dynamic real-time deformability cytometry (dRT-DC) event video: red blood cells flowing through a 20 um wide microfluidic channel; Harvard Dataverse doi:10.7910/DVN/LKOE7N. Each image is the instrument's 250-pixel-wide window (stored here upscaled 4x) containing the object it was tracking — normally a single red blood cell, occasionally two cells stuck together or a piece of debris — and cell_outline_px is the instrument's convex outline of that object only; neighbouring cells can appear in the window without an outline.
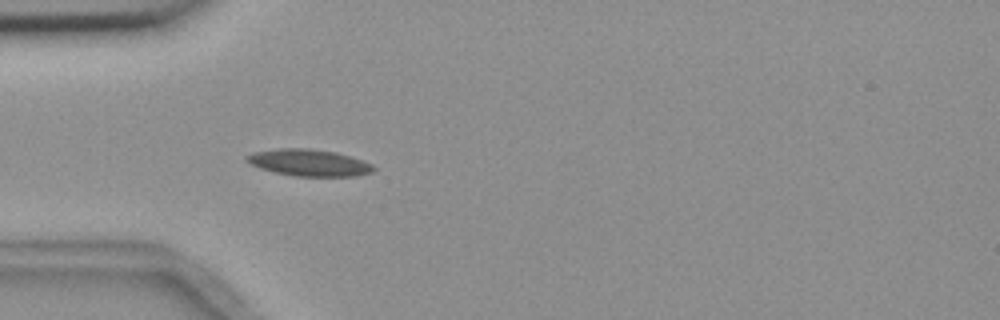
{"species": "common noctule bat (a hibernating species)", "species_latin": "Nyctalus noctula", "temperature_condition": "room temperature", "stored_images_in_passage": 5, "camera_frame_rate_fps": 3000, "um_per_image_px": 0.085, "animal": {"sex": "female", "body_mass_g": 18.4}, "frame": {"image": 1, "passage_image": 5, "time_ms": 4.333, "image_size_px": [1000, 320], "cell_outline_px": [[376, 168], [372, 172], [356, 176], [296, 176], [276, 172], [260, 168], [244, 160], [244, 156], [252, 152], [280, 148], [308, 148], [336, 152], [372, 164]], "centroid_in_image_um": [26.23, 13.82], "position_along_channel_um": 58.8, "area_um2": 19.65}}